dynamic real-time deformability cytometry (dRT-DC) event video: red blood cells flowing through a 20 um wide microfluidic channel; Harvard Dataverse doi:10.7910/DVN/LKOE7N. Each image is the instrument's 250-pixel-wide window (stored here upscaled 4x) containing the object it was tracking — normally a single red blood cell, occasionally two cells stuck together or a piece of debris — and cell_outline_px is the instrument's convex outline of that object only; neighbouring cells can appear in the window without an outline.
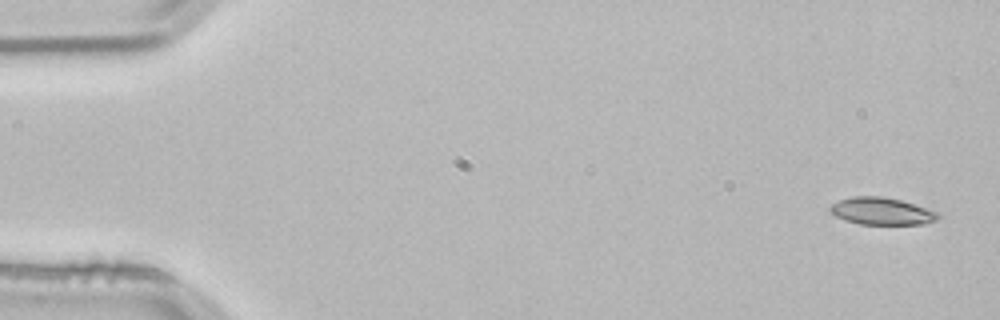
{"species": "common noctule bat (a hibernating species)", "species_latin": "Nyctalus noctula", "temperature_condition": "room temperature", "stored_images_in_passage": 52, "camera_frame_rate_fps": 3000, "um_per_image_px": 0.085, "animal": {"sex": "male", "body_mass_g": 21.5, "forearm_length_mm": 52.0}, "frame": {"image": 1, "passage_image": 1, "time_ms": 0.0, "image_size_px": [1000, 320], "cell_outline_px": [[940, 216], [936, 220], [924, 224], [860, 224], [844, 220], [836, 216], [828, 208], [832, 204], [840, 200], [852, 196], [880, 196], [900, 200], [936, 212]], "centroid_in_image_um": [74.9, 17.95], "position_along_channel_um": 10.1, "area_um2": 16.82}}
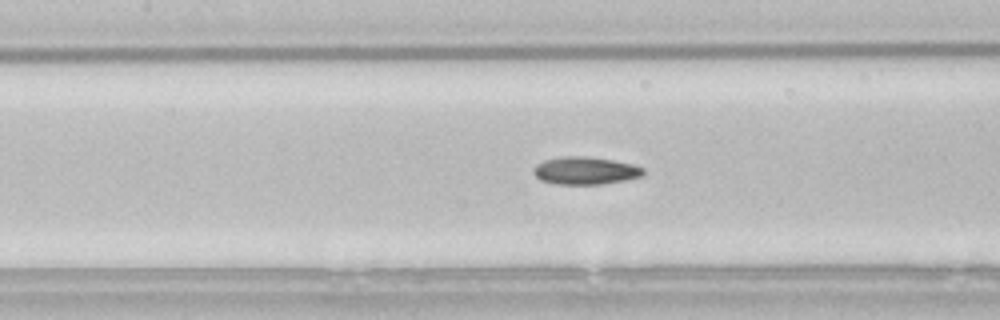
{"frame": {"image": 2, "passage_image": 23, "time_ms": 7.333, "image_size_px": [1000, 320], "cell_outline_px": [[644, 176], [628, 180], [604, 184], [556, 184], [540, 180], [532, 172], [532, 168], [536, 164], [544, 160], [564, 156], [588, 156], [612, 160], [632, 164], [644, 168]], "centroid_in_image_um": [49.76, 14.51], "position_along_channel_um": 157.6, "area_um2": 17.92}}
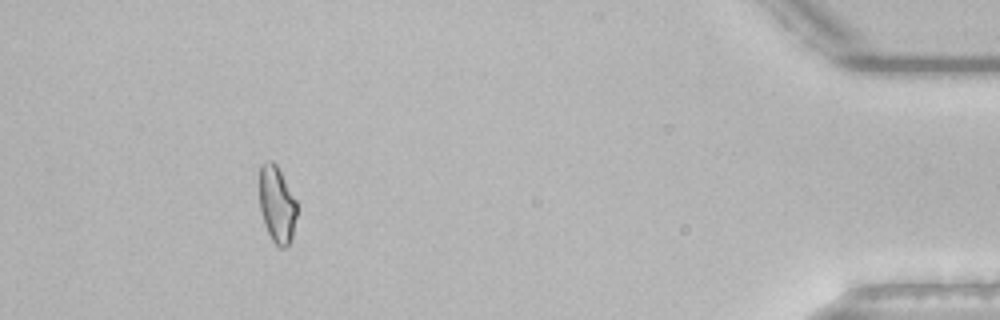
{"frame": {"image": 3, "passage_image": 48, "time_ms": 15.667, "image_size_px": [1000, 320], "cell_outline_px": [[296, 216], [292, 236], [288, 244], [284, 248], [280, 248], [272, 240], [264, 224], [260, 208], [260, 164], [268, 160], [272, 160], [276, 164], [296, 200]], "centroid_in_image_um": [23.53, 17.36], "position_along_channel_um": 411.7, "area_um2": 16.53}, "authors_computed_cell_mechanics": {"area_um2": 17.2822, "velocity_mm_per_s": 3.8038, "shape_relaxation_time_tau1_ms": 11.3962, "shape_relaxation_time_tau2_ms": null, "deformation_change_tau1": 0.2398, "deformation_change_tau2": null}}